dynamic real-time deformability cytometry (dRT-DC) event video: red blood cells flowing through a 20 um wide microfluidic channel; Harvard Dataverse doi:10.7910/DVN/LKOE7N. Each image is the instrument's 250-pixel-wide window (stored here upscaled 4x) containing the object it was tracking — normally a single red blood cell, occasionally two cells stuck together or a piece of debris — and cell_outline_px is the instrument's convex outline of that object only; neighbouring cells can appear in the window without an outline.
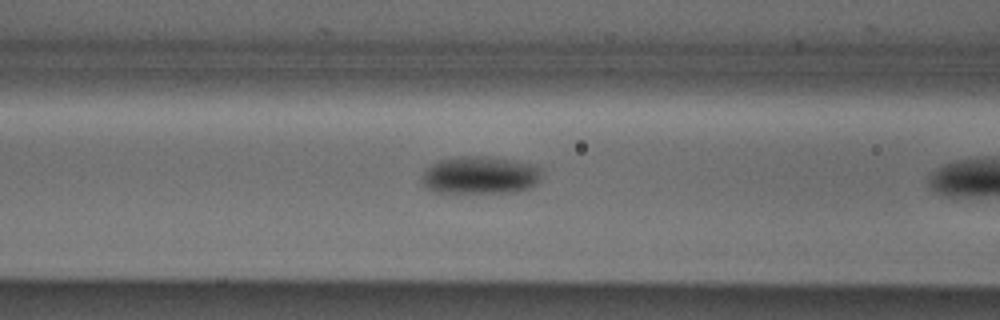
{"species": "Egyptian fruit bat (a non-hibernating species)", "species_latin": "Rousettus aegyptiacus", "temperature_condition": "cold", "stored_images_in_passage": 9, "camera_frame_rate_fps": 3000, "um_per_image_px": 0.085, "animal": {"sex": "male"}, "frame": {"image": 1, "passage_image": 8, "time_ms": 2.333, "image_size_px": [1000, 320], "cell_outline_px": [[540, 180], [532, 188], [516, 192], [432, 192], [424, 188], [420, 180], [420, 176], [424, 168], [440, 160], [460, 156], [488, 156], [536, 164], [540, 168]], "centroid_in_image_um": [40.78, 14.89], "position_along_channel_um": 125.8, "area_um2": 26.82}}